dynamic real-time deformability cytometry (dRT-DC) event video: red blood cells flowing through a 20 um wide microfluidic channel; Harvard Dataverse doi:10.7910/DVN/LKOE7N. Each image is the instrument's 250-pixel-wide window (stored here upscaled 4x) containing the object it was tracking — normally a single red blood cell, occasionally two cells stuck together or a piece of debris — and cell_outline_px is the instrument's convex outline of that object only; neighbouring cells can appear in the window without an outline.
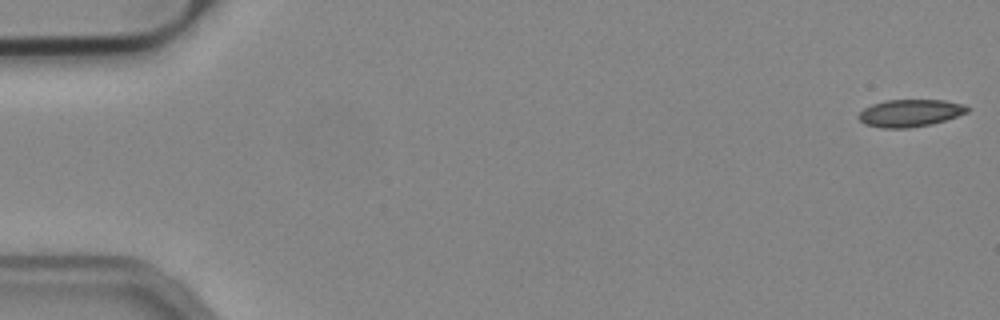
{"species": "common noctule bat (a hibernating species)", "species_latin": "Nyctalus noctula", "temperature_condition": "cold", "stored_images_in_passage": 54, "camera_frame_rate_fps": 3000, "um_per_image_px": 0.085, "animal": {"sex": "male", "body_mass_g": 19.2, "forearm_length_mm": 51.8}, "frame": {"image": 1, "passage_image": 1, "time_ms": 0.0, "image_size_px": [1000, 320], "cell_outline_px": [[972, 108], [968, 112], [932, 124], [908, 128], [880, 128], [864, 124], [856, 116], [864, 108], [872, 104], [884, 100], [944, 100], [964, 104]], "centroid_in_image_um": [77.34, 9.61], "position_along_channel_um": 7.7, "area_um2": 17.46}}
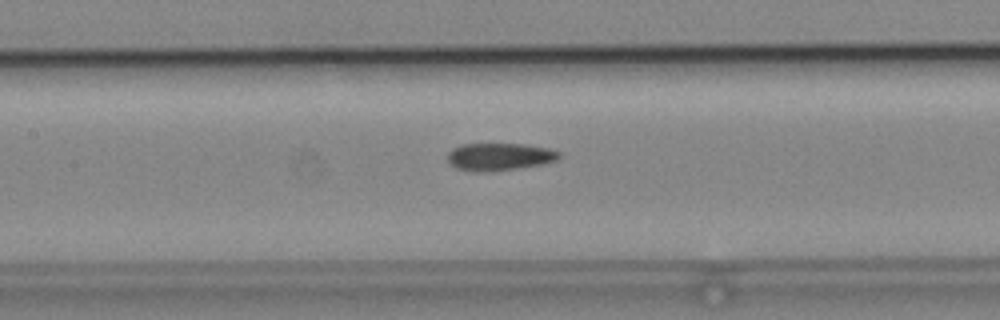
{"frame": {"image": 2, "passage_image": 25, "time_ms": 8.0, "image_size_px": [1000, 320], "cell_outline_px": [[560, 156], [556, 160], [544, 164], [516, 168], [480, 172], [472, 172], [456, 168], [448, 160], [448, 152], [452, 148], [460, 144], [524, 144], [548, 148], [560, 152]], "centroid_in_image_um": [42.43, 13.31], "position_along_channel_um": 165.0, "area_um2": 17.8}}
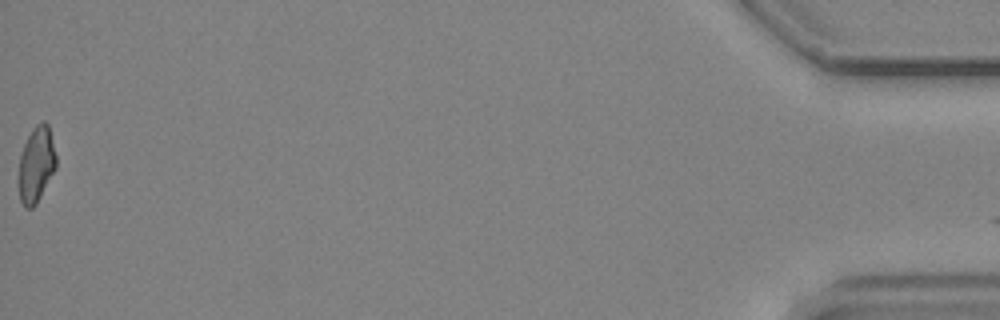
{"frame": {"image": 3, "passage_image": 54, "time_ms": 17.667, "image_size_px": [1000, 320], "cell_outline_px": [[56, 168], [36, 204], [32, 208], [24, 208], [20, 200], [20, 156], [24, 144], [32, 128], [36, 124], [44, 120], [48, 124], [56, 156]], "centroid_in_image_um": [3.1, 13.96], "position_along_channel_um": 432.1, "area_um2": 16.24}, "authors_computed_cell_mechanics": {"area_um2": 17.8024, "velocity_mm_per_s": 3.8338, "shape_relaxation_time_tau1_ms": null, "shape_relaxation_time_tau2_ms": 4.5385, "deformation_change_tau1": null, "deformation_change_tau2": 0.1088}}